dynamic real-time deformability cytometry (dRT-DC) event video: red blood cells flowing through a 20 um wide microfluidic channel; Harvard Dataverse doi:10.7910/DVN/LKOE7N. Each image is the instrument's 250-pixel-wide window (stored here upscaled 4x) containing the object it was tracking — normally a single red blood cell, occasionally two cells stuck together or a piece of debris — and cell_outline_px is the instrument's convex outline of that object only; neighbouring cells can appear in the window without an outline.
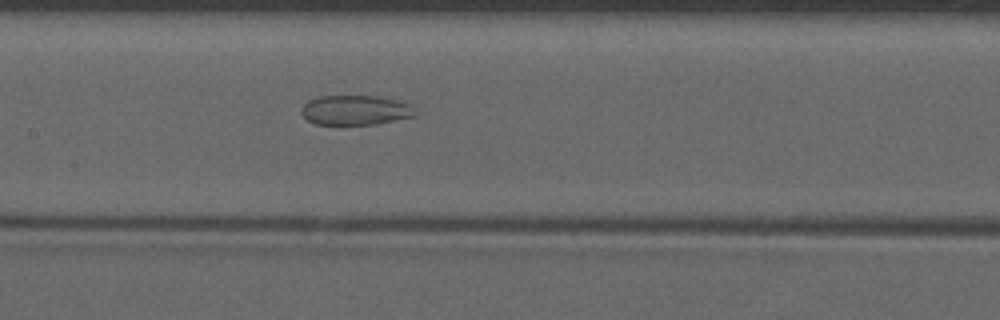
{"species": "common noctule bat (a hibernating species)", "species_latin": "Nyctalus noctula", "temperature_condition": "warm", "stored_images_in_passage": 28, "camera_frame_rate_fps": 3000, "um_per_image_px": 0.085, "animal": {"sex": "male", "forearm_length_mm": 52.5}, "frame": {"image": 1, "passage_image": 9, "time_ms": 2.667, "image_size_px": [1000, 320], "cell_outline_px": [[420, 112], [416, 116], [376, 124], [316, 124], [308, 120], [300, 112], [304, 104], [308, 100], [320, 96], [388, 96], [412, 104]], "centroid_in_image_um": [30.32, 9.34], "position_along_channel_um": 177.1, "area_um2": 20.17}}
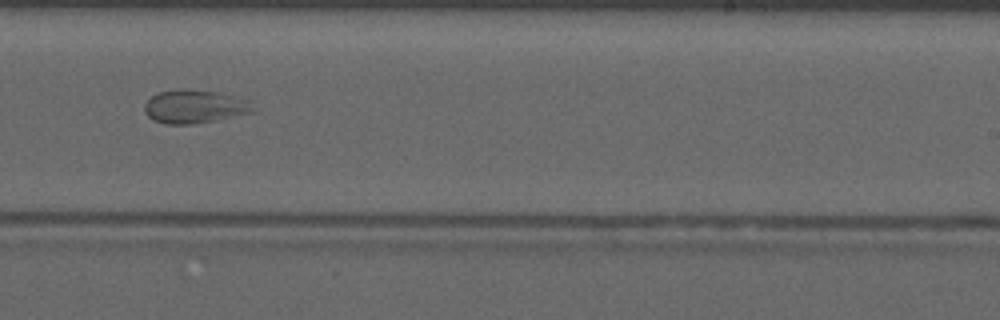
{"frame": {"image": 2, "passage_image": 16, "time_ms": 5.0, "image_size_px": [1000, 320], "cell_outline_px": [[252, 112], [192, 124], [164, 124], [152, 120], [144, 112], [144, 104], [152, 96], [160, 92], [180, 88], [216, 92], [248, 100], [252, 108]], "centroid_in_image_um": [16.44, 9.06], "position_along_channel_um": 272.6, "area_um2": 20.69}}
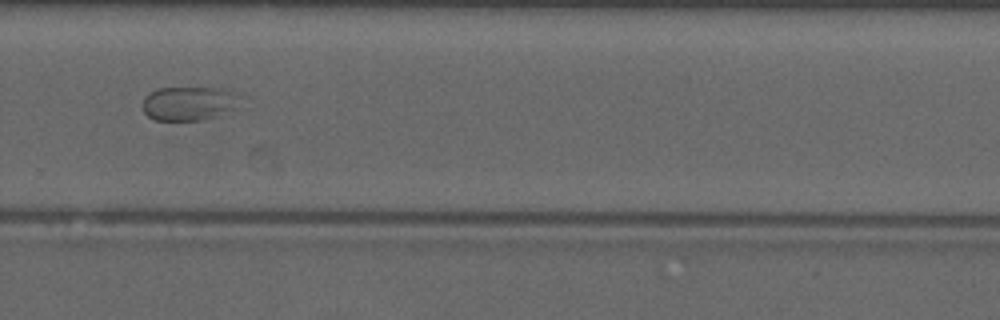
{"frame": {"image": 3, "passage_image": 19, "time_ms": 6.0, "image_size_px": [1000, 320], "cell_outline_px": [[240, 96], [232, 108], [220, 116], [200, 120], [156, 120], [148, 116], [144, 112], [140, 104], [144, 96], [148, 92], [156, 88], [220, 88], [240, 92]], "centroid_in_image_um": [16.0, 8.77], "position_along_channel_um": 313.8, "area_um2": 19.54}}